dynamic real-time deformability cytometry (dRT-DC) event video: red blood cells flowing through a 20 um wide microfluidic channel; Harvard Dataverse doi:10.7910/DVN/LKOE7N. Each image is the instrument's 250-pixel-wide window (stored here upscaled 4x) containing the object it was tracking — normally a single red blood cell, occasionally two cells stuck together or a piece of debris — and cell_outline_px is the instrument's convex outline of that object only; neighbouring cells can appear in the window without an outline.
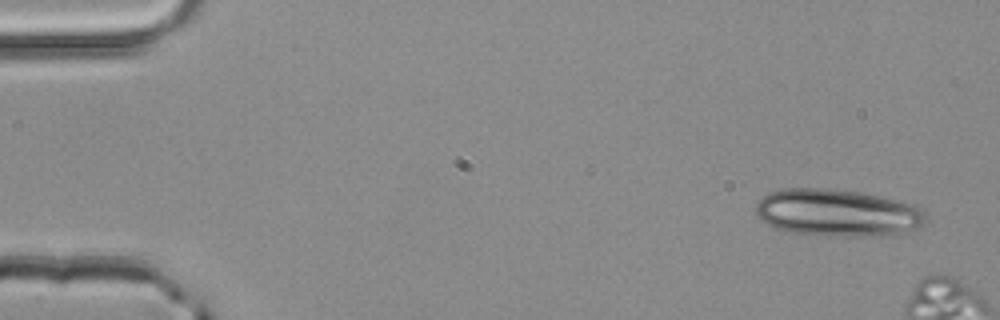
{"species": "common noctule bat (a hibernating species)", "species_latin": "Nyctalus noctula", "temperature_condition": "room temperature", "stored_images_in_passage": 4, "segment_of_instrument_passage": [1, 2], "camera_frame_rate_fps": 3000, "um_per_image_px": 0.085, "animal": {"sex": "male", "body_mass_g": 20.4}, "frame": {"image": 1, "passage_image": 1, "time_ms": 0.0, "image_size_px": [1000, 320], "cell_outline_px": [[924, 220], [920, 224], [912, 228], [900, 232], [880, 236], [836, 236], [788, 232], [772, 228], [760, 220], [756, 216], [756, 204], [768, 192], [780, 188], [820, 188], [860, 192], [880, 196], [912, 204], [924, 208]], "centroid_in_image_um": [71.09, 18.08], "position_along_channel_um": 13.9, "area_um2": 46.7}}